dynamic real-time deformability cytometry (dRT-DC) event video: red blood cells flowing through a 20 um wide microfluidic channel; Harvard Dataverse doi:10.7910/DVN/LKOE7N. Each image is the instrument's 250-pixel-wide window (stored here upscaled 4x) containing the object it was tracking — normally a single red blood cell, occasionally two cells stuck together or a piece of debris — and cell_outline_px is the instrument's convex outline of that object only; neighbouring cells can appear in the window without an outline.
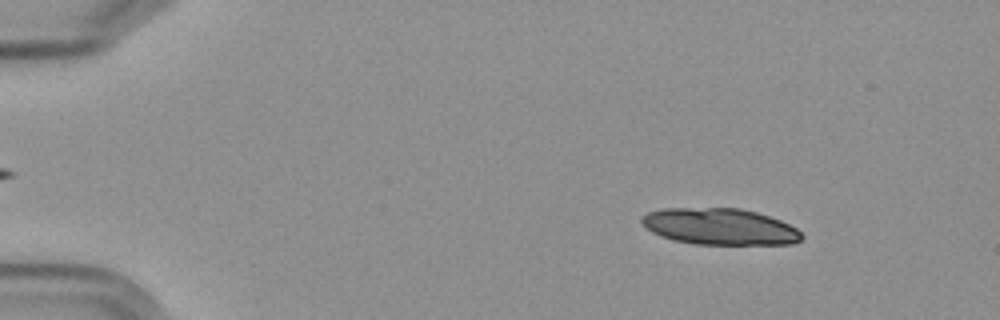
{"species": "Egyptian fruit bat (a non-hibernating species)", "species_latin": "Rousettus aegyptiacus", "temperature_condition": "cold", "stored_images_in_passage": 6, "camera_frame_rate_fps": 3000, "um_per_image_px": 0.085, "frame": {"image": 1, "passage_image": 2, "time_ms": 1.333, "image_size_px": [1000, 320], "cell_outline_px": [[804, 236], [800, 240], [792, 244], [696, 244], [672, 240], [660, 236], [652, 232], [640, 220], [648, 212], [660, 208], [740, 208], [756, 212], [780, 220], [796, 228]], "centroid_in_image_um": [61.18, 19.26], "position_along_channel_um": 23.8, "area_um2": 33.87}}